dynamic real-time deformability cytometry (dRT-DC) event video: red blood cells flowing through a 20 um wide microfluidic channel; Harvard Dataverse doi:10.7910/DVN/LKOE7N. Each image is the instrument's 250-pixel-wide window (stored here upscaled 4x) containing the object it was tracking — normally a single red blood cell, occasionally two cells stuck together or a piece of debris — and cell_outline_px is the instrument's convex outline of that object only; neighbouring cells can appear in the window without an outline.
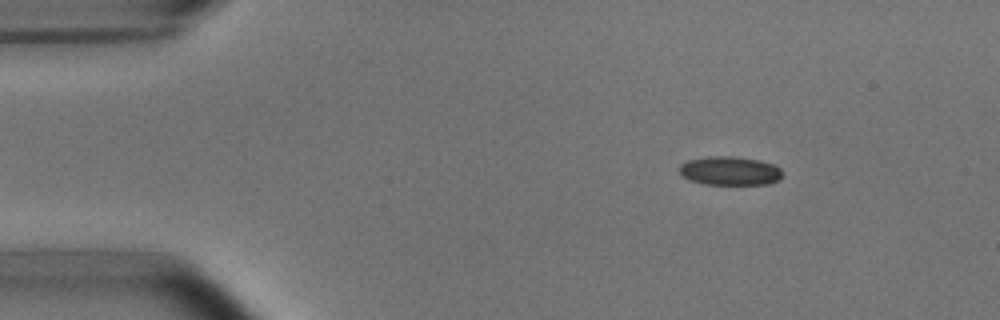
{"species": "common noctule bat (a hibernating species)", "species_latin": "Nyctalus noctula", "temperature_condition": "room temperature", "stored_images_in_passage": 41, "camera_frame_rate_fps": 3000, "um_per_image_px": 0.085, "animal": {"sex": "male", "body_mass_g": 15.6}, "frame": {"image": 1, "passage_image": 5, "time_ms": 1.333, "image_size_px": [1000, 320], "cell_outline_px": [[780, 180], [768, 184], [704, 184], [692, 180], [684, 176], [680, 172], [680, 164], [688, 160], [708, 156], [732, 156], [760, 160], [776, 164], [780, 168]], "centroid_in_image_um": [62.07, 14.51], "position_along_channel_um": 22.9, "area_um2": 17.22}}
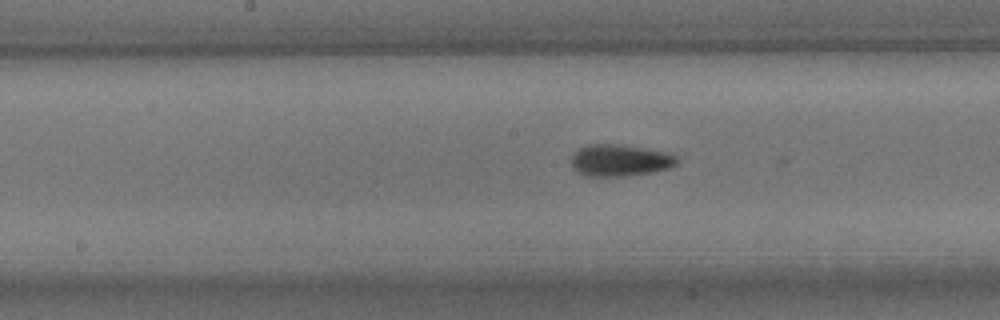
{"frame": {"image": 2, "passage_image": 24, "time_ms": 7.667, "image_size_px": [1000, 320], "cell_outline_px": [[680, 160], [672, 168], [652, 172], [624, 176], [588, 176], [576, 172], [572, 164], [572, 156], [580, 148], [588, 144], [620, 144], [668, 152], [676, 156]], "centroid_in_image_um": [52.74, 13.63], "position_along_channel_um": 195.5, "area_um2": 19.65}}
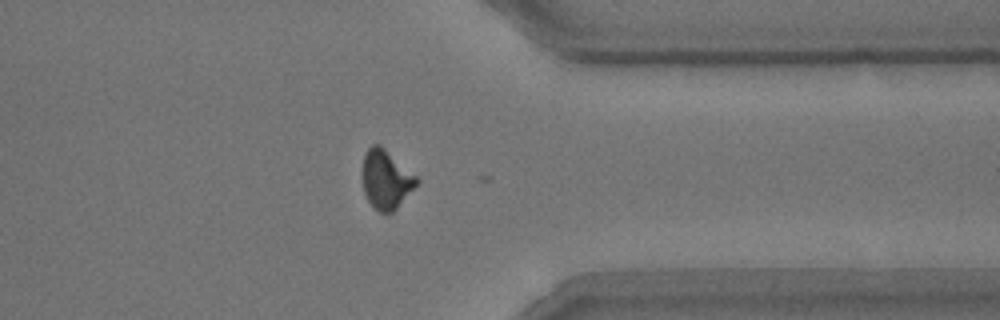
{"frame": {"image": 3, "passage_image": 39, "time_ms": 12.667, "image_size_px": [1000, 320], "cell_outline_px": [[420, 184], [392, 212], [380, 212], [368, 200], [364, 192], [364, 152], [372, 144], [380, 144], [416, 176], [420, 180]], "centroid_in_image_um": [32.86, 15.24], "position_along_channel_um": 378.5, "area_um2": 18.32}, "authors_computed_cell_mechanics": {"area_um2": 18.6116, "velocity_mm_per_s": 3.8149, "shape_relaxation_time_tau1_ms": 3.8021, "shape_relaxation_time_tau2_ms": 2.0477, "deformation_change_tau1": 0.1547, "deformation_change_tau2": 0.0861}}